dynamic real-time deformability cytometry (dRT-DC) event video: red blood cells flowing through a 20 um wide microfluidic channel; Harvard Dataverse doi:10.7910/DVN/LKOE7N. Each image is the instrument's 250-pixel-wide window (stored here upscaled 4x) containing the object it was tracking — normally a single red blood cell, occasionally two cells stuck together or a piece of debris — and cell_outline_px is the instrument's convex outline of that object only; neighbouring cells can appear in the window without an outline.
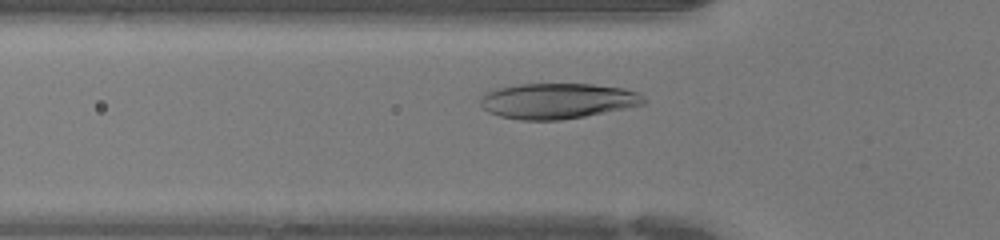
{"species": "human", "species_latin": "Homo sapiens", "temperature_condition": "warm", "stored_images_in_passage": 32, "camera_frame_rate_fps": 3000, "um_per_image_px": 0.085, "donor": {"sex": "female"}, "frame": {"image": 1, "passage_image": 8, "time_ms": 2.333, "image_size_px": [1000, 240], "cell_outline_px": [[644, 104], [584, 116], [560, 120], [520, 120], [500, 116], [488, 112], [480, 104], [480, 96], [484, 92], [496, 88], [520, 84], [592, 84], [624, 88], [636, 92], [644, 96]], "centroid_in_image_um": [47.33, 8.57], "position_along_channel_um": 78.5, "area_um2": 33.76}}
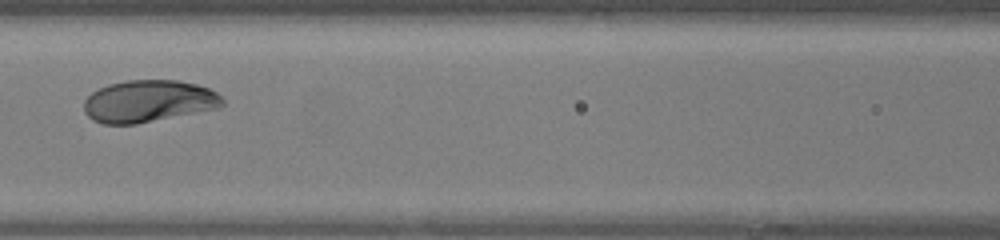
{"frame": {"image": 2, "passage_image": 13, "time_ms": 4.0, "image_size_px": [1000, 240], "cell_outline_px": [[224, 104], [220, 108], [136, 124], [104, 124], [92, 120], [84, 112], [84, 100], [92, 92], [108, 84], [128, 80], [180, 80], [196, 84], [208, 88], [216, 92], [224, 100]], "centroid_in_image_um": [12.63, 8.6], "position_along_channel_um": 154.0, "area_um2": 34.1}}
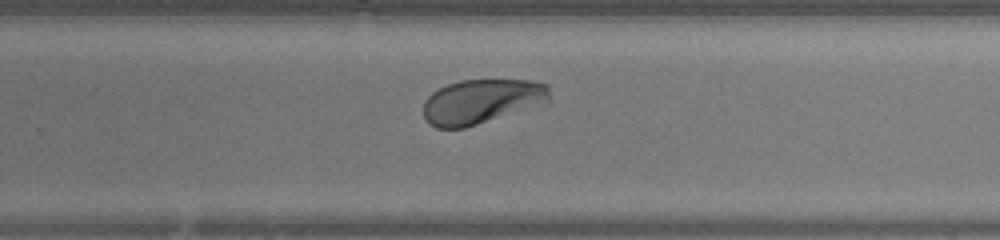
{"frame": {"image": 3, "passage_image": 22, "time_ms": 7.0, "image_size_px": [1000, 240], "cell_outline_px": [[548, 104], [464, 128], [436, 128], [424, 116], [424, 100], [432, 92], [448, 84], [460, 80], [532, 80], [548, 84]], "centroid_in_image_um": [40.98, 8.62], "position_along_channel_um": 288.8, "area_um2": 32.95}}